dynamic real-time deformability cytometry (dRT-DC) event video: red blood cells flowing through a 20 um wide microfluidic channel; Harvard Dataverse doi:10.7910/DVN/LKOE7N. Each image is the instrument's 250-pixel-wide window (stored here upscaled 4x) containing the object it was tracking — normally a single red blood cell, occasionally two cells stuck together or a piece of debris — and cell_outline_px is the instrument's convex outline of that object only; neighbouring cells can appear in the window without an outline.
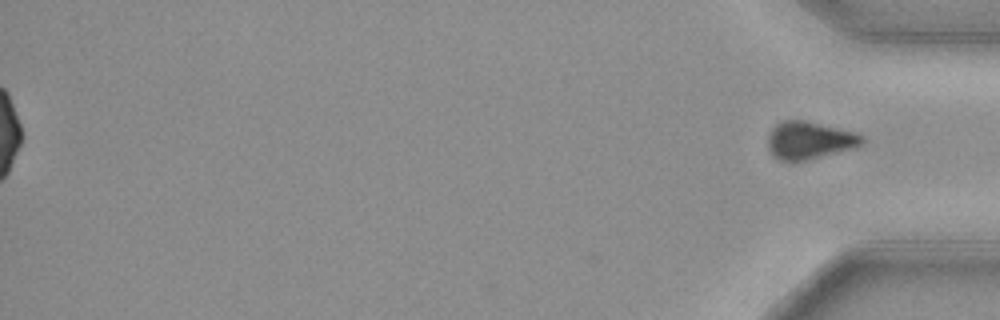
{"species": "common noctule bat (a hibernating species)", "species_latin": "Nyctalus noctula", "temperature_condition": "cold", "stored_images_in_passage": 56, "segment_of_instrument_passage": [2, 2], "camera_frame_rate_fps": 3000, "um_per_image_px": 0.085, "animal": {"sex": "female", "body_mass_g": 29.2, "forearm_length_mm": 56.3}, "frame": {"image": 1, "passage_image": 56, "time_ms": 18.333, "image_size_px": [1000, 320], "cell_outline_px": [[864, 144], [856, 148], [792, 164], [788, 164], [780, 160], [768, 148], [768, 136], [772, 128], [776, 124], [784, 120], [804, 120], [852, 132], [864, 136]], "centroid_in_image_um": [68.79, 11.97], "position_along_channel_um": 366.4, "area_um2": 20.87}}